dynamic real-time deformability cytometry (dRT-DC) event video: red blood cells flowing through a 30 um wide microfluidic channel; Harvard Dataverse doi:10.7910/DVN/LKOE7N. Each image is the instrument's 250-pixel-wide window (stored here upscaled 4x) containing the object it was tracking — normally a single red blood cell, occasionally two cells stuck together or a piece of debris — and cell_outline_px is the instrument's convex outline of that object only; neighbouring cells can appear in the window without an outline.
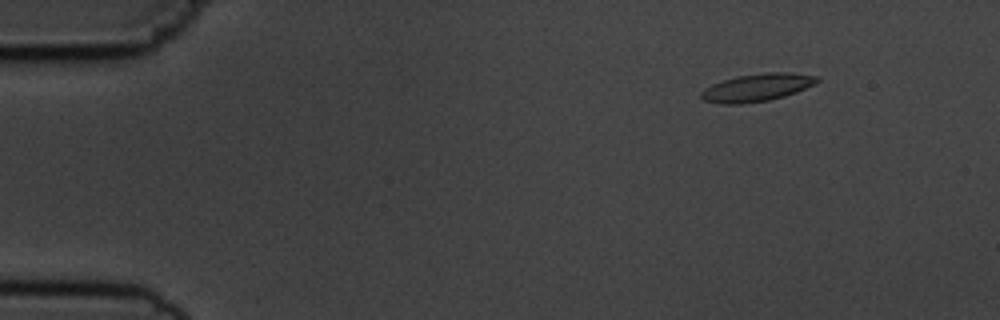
{"species": "common noctule bat (a hibernating species)", "species_latin": "Nyctalus noctula", "temperature_condition": "cold", "stored_images_in_passage": 6, "camera_frame_rate_fps": 3000, "um_per_image_px": 0.085, "animal": {"sex": "male", "body_mass_g": 19.5, "forearm_length_mm": 54.6}, "frame": {"image": 1, "passage_image": 1, "time_ms": 0.0, "image_size_px": [1000, 320], "cell_outline_px": [[820, 80], [816, 84], [796, 92], [784, 96], [768, 100], [740, 104], [720, 104], [704, 100], [700, 96], [700, 92], [704, 88], [712, 84], [724, 80], [740, 76], [768, 72], [788, 72], [816, 76]], "centroid_in_image_um": [64.34, 7.44], "position_along_channel_um": 20.7, "area_um2": 18.55}}
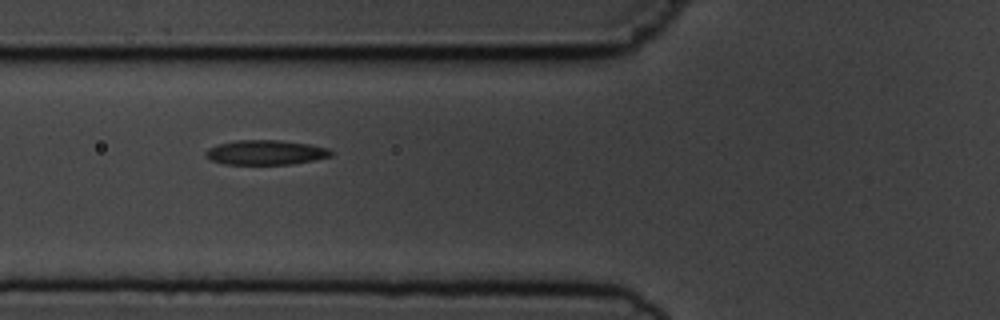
{"frame": {"image": 2, "passage_image": 5, "time_ms": 4.667, "image_size_px": [1000, 320], "cell_outline_px": [[332, 156], [316, 160], [288, 164], [224, 164], [212, 160], [204, 156], [204, 152], [208, 148], [216, 144], [232, 140], [280, 140], [308, 144], [328, 148], [332, 152]], "centroid_in_image_um": [22.54, 12.95], "position_along_channel_um": 103.3, "area_um2": 18.15}}
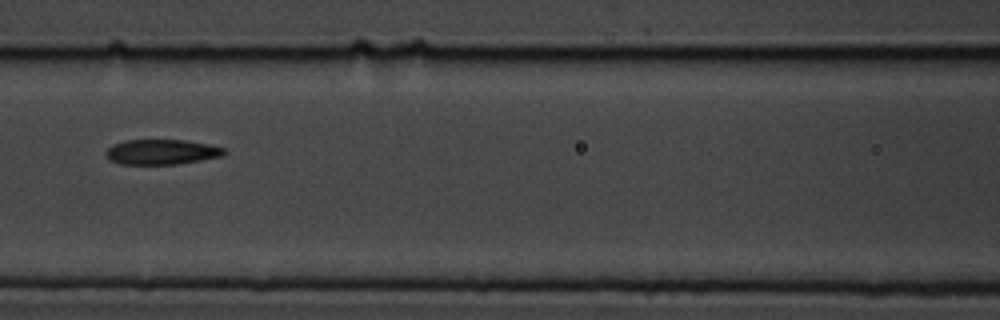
{"frame": {"image": 3, "passage_image": 6, "time_ms": 6.0, "image_size_px": [1000, 320], "cell_outline_px": [[228, 152], [224, 156], [176, 164], [120, 164], [112, 160], [104, 152], [112, 144], [124, 140], [184, 140], [208, 144], [224, 148]], "centroid_in_image_um": [13.76, 12.91], "position_along_channel_um": 152.8, "area_um2": 17.28}}